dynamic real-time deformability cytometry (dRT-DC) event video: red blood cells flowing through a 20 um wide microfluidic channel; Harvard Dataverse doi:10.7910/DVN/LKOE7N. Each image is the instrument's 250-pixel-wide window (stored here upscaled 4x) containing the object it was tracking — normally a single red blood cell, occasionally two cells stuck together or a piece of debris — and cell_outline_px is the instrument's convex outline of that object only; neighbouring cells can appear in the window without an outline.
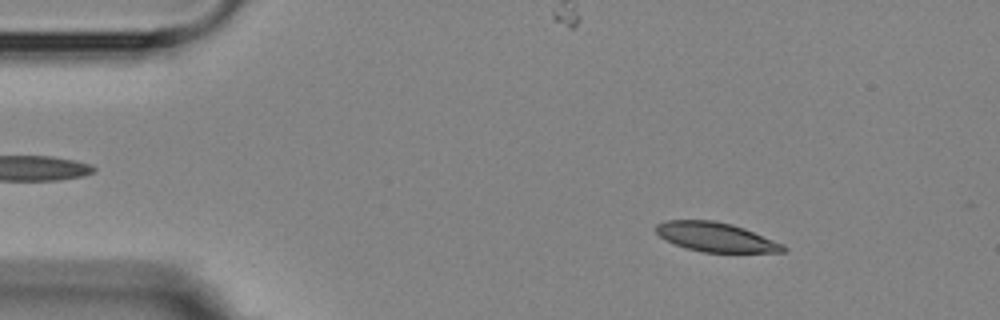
{"species": "Egyptian fruit bat (a non-hibernating species)", "species_latin": "Rousettus aegyptiacus", "temperature_condition": "room temperature", "stored_images_in_passage": 4, "camera_frame_rate_fps": 3000, "um_per_image_px": 0.085, "animal": {"sex": "female"}, "frame": {"image": 1, "passage_image": 1, "time_ms": 0.0, "image_size_px": [1000, 320], "cell_outline_px": [[788, 248], [784, 252], [704, 252], [684, 248], [660, 236], [656, 232], [656, 224], [664, 220], [716, 220], [732, 224], [744, 228], [784, 244]], "centroid_in_image_um": [60.86, 20.14], "position_along_channel_um": 24.1, "area_um2": 21.68}}